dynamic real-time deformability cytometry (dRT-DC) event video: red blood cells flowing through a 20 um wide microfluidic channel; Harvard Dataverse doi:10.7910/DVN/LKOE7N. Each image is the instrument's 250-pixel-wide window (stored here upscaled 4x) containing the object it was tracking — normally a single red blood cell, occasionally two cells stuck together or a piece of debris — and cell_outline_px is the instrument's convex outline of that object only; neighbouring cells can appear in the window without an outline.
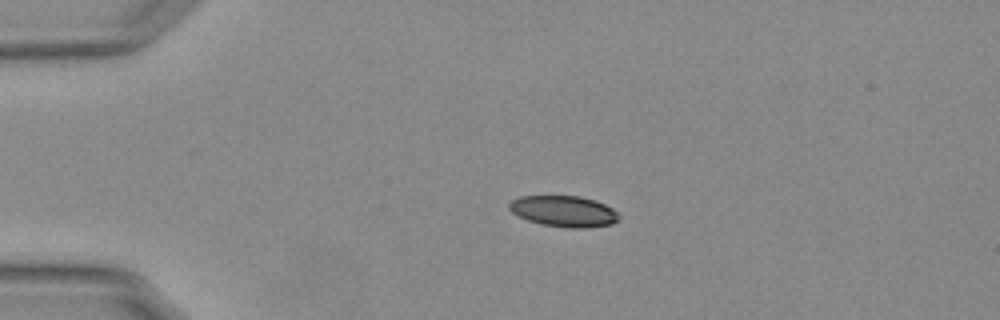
{"species": "Egyptian fruit bat (a non-hibernating species)", "species_latin": "Rousettus aegyptiacus", "temperature_condition": "warm", "stored_images_in_passage": 44, "camera_frame_rate_fps": 3000, "um_per_image_px": 0.085, "animal": {"sex": "female"}, "frame": {"image": 1, "passage_image": 1, "time_ms": 0.0, "image_size_px": [1000, 320], "cell_outline_px": [[620, 220], [612, 224], [588, 228], [568, 228], [540, 224], [528, 220], [512, 212], [508, 208], [508, 204], [512, 200], [520, 196], [580, 196], [604, 204], [612, 208], [620, 216]], "centroid_in_image_um": [47.94, 17.97], "position_along_channel_um": 37.1, "area_um2": 19.88}}
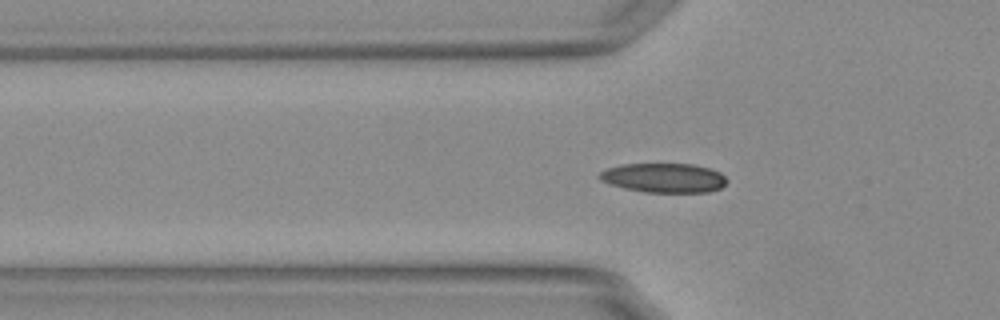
{"frame": {"image": 2, "passage_image": 7, "time_ms": 2.0, "image_size_px": [1000, 320], "cell_outline_px": [[728, 180], [720, 188], [708, 192], [644, 192], [624, 188], [600, 180], [596, 176], [600, 172], [608, 168], [620, 164], [692, 164], [712, 168], [720, 172]], "centroid_in_image_um": [56.43, 15.11], "position_along_channel_um": 69.4, "area_um2": 21.85}}
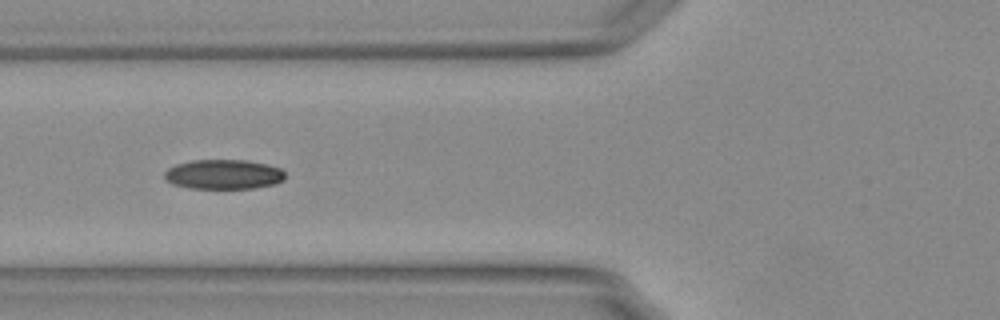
{"frame": {"image": 3, "passage_image": 10, "time_ms": 3.0, "image_size_px": [1000, 320], "cell_outline_px": [[284, 180], [272, 184], [252, 188], [188, 188], [172, 184], [164, 180], [164, 172], [168, 168], [176, 164], [192, 160], [244, 160], [264, 164], [280, 168], [284, 172]], "centroid_in_image_um": [18.94, 14.82], "position_along_channel_um": 106.9, "area_um2": 20.75}, "authors_computed_cell_mechanics": {"area_um2": 20.9814, "velocity_mm_per_s": 3.769, "shape_relaxation_time_tau1_ms": 4.5849, "shape_relaxation_time_tau2_ms": 3.3911, "deformation_change_tau1": 0.1396, "deformation_change_tau2": 0.0725}}